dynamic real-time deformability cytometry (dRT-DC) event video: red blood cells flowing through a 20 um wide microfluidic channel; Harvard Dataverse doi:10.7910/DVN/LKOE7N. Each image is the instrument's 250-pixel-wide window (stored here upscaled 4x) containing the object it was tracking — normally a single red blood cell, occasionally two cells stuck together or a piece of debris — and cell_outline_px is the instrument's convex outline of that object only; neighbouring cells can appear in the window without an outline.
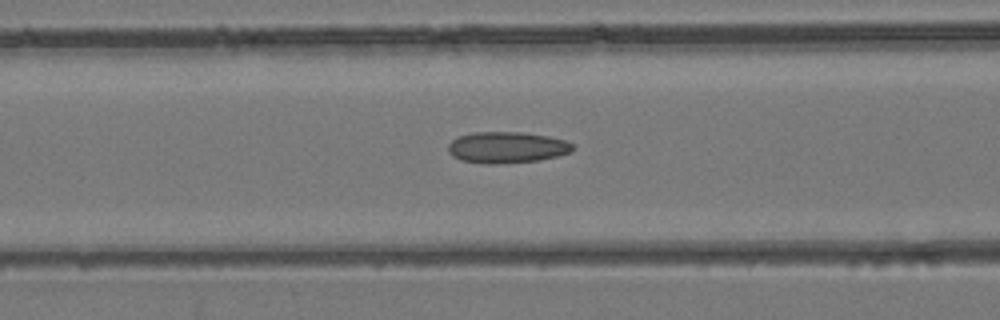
{"species": "common noctule bat (a hibernating species)", "species_latin": "Nyctalus noctula", "temperature_condition": "room temperature", "stored_images_in_passage": 27, "camera_frame_rate_fps": 3000, "um_per_image_px": 0.085, "animal": {"sex": "female", "body_mass_g": 24.6, "forearm_length_mm": 56.2}, "frame": {"image": 1, "passage_image": 10, "time_ms": 3.0, "image_size_px": [1000, 320], "cell_outline_px": [[572, 148], [568, 152], [556, 156], [536, 160], [496, 164], [488, 164], [460, 160], [452, 156], [448, 152], [448, 144], [452, 140], [460, 136], [472, 132], [524, 132], [548, 136], [564, 140], [572, 144]], "centroid_in_image_um": [43.01, 12.52], "position_along_channel_um": 123.6, "area_um2": 22.48}}
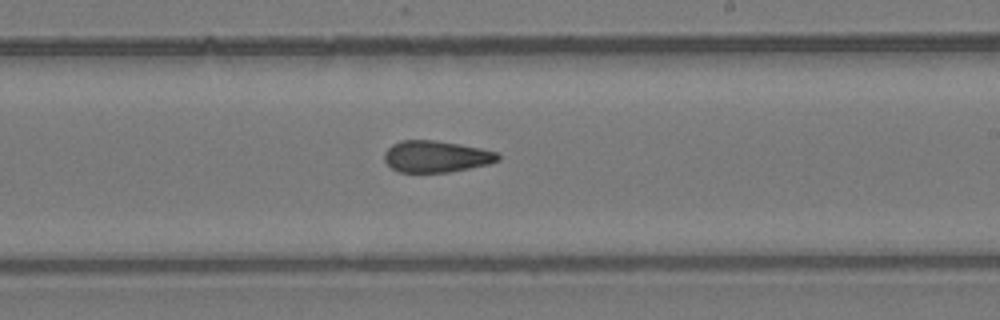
{"frame": {"image": 2, "passage_image": 18, "time_ms": 5.667, "image_size_px": [1000, 320], "cell_outline_px": [[500, 160], [488, 164], [448, 172], [400, 172], [392, 168], [384, 160], [384, 152], [392, 144], [400, 140], [432, 140], [460, 144], [480, 148], [496, 152], [500, 156]], "centroid_in_image_um": [37.05, 13.29], "position_along_channel_um": 251.9, "area_um2": 20.81}}
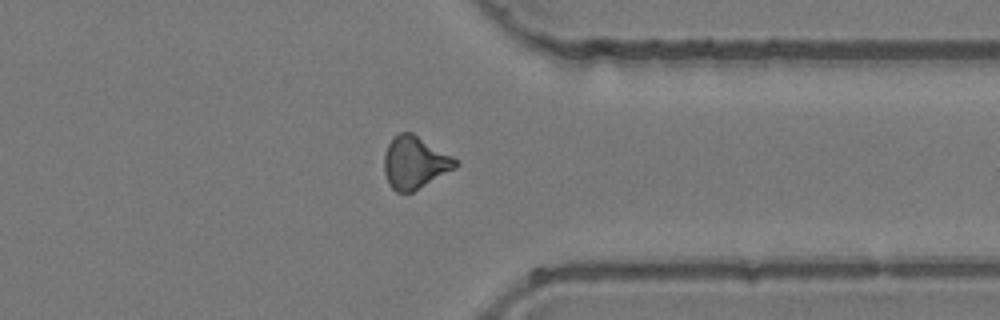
{"frame": {"image": 3, "passage_image": 26, "time_ms": 8.333, "image_size_px": [1000, 320], "cell_outline_px": [[460, 164], [456, 168], [412, 192], [396, 192], [388, 184], [384, 172], [384, 152], [392, 136], [400, 132], [412, 132], [452, 156]], "centroid_in_image_um": [35.23, 13.81], "position_along_channel_um": 376.2, "area_um2": 21.85}}